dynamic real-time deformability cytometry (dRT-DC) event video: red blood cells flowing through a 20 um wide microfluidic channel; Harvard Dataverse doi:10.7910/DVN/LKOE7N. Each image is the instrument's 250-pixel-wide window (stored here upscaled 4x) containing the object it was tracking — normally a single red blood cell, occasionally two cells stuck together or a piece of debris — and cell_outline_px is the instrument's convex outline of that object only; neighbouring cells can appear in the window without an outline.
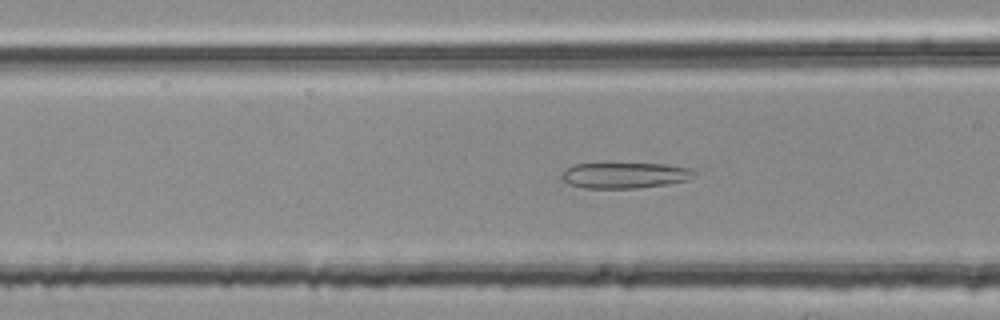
{"species": "common noctule bat (a hibernating species)", "species_latin": "Nyctalus noctula", "temperature_condition": "room temperature", "stored_images_in_passage": 43, "camera_frame_rate_fps": 3000, "um_per_image_px": 0.085, "animal": {"sex": "female", "body_mass_g": 25.1}, "frame": {"image": 1, "passage_image": 10, "time_ms": 3.0, "image_size_px": [1000, 320], "cell_outline_px": [[700, 172], [696, 176], [688, 180], [668, 184], [636, 188], [584, 188], [568, 184], [560, 180], [560, 176], [568, 168], [576, 164], [664, 164], [692, 168]], "centroid_in_image_um": [53.17, 14.91], "position_along_channel_um": 113.4, "area_um2": 20.06}}
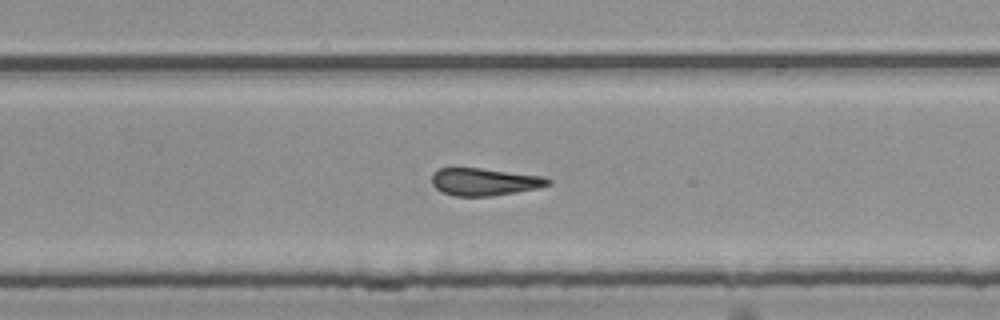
{"frame": {"image": 2, "passage_image": 24, "time_ms": 7.667, "image_size_px": [1000, 320], "cell_outline_px": [[552, 184], [536, 188], [492, 196], [456, 196], [444, 192], [436, 188], [432, 184], [432, 172], [440, 168], [480, 168], [544, 176], [552, 180]], "centroid_in_image_um": [41.19, 15.44], "position_along_channel_um": 288.6, "area_um2": 18.5}}
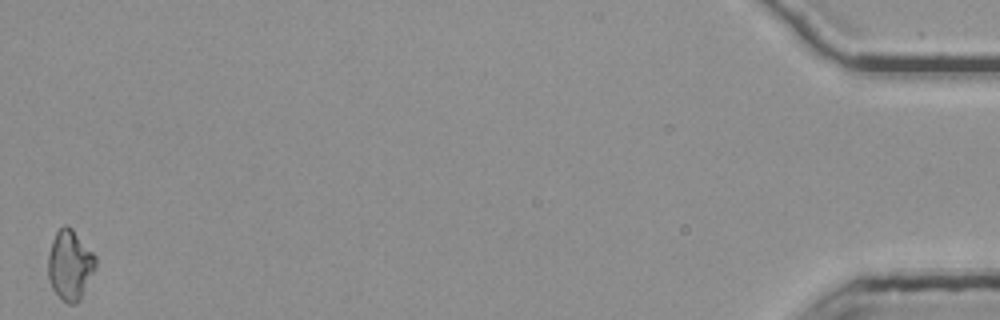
{"frame": {"image": 3, "passage_image": 43, "time_ms": 14.0, "image_size_px": [1000, 320], "cell_outline_px": [[96, 268], [80, 300], [76, 304], [68, 304], [52, 288], [48, 280], [48, 256], [52, 240], [56, 232], [64, 224], [68, 224], [72, 228], [96, 256]], "centroid_in_image_um": [5.95, 22.51], "position_along_channel_um": 429.2, "area_um2": 19.42}, "authors_computed_cell_mechanics": {"area_um2": 19.363, "velocity_mm_per_s": 3.7599, "shape_relaxation_time_tau1_ms": null, "shape_relaxation_time_tau2_ms": 3.8259, "deformation_change_tau1": null, "deformation_change_tau2": 0.1425}}